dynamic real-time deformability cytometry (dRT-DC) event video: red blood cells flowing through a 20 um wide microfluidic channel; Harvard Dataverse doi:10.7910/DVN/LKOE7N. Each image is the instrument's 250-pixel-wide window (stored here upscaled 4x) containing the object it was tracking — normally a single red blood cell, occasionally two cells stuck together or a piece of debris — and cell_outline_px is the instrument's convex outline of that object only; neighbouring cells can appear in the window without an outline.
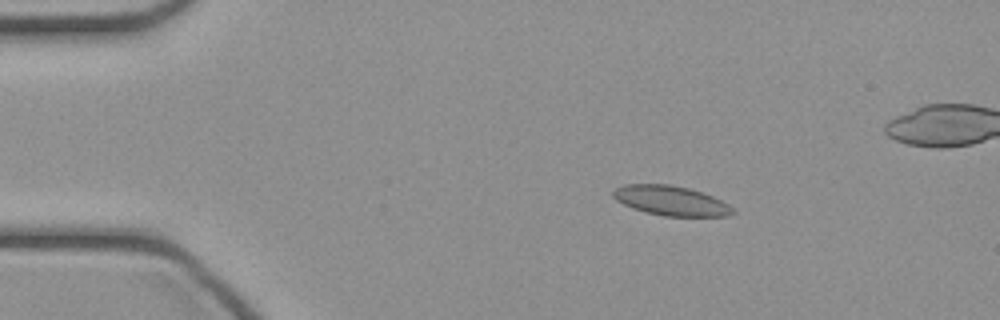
{"species": "common noctule bat (a hibernating species)", "species_latin": "Nyctalus noctula", "temperature_condition": "cold", "stored_images_in_passage": 46, "camera_frame_rate_fps": 3000, "um_per_image_px": 0.085, "animal": {"sex": "female", "body_mass_g": 21.9}, "frame": {"image": 1, "passage_image": 6, "time_ms": 1.667, "image_size_px": [1000, 320], "cell_outline_px": [[736, 212], [728, 216], [664, 216], [632, 208], [616, 200], [612, 196], [612, 192], [616, 188], [624, 184], [668, 184], [688, 188], [712, 196], [728, 204]], "centroid_in_image_um": [57.01, 17.05], "position_along_channel_um": 28.0, "area_um2": 20.52}}
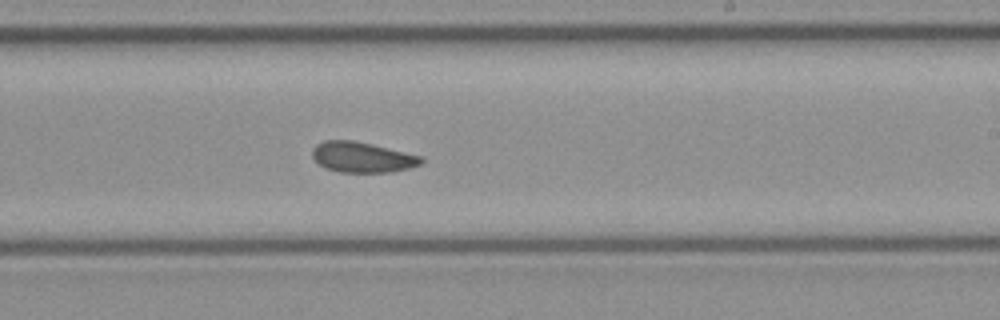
{"frame": {"image": 2, "passage_image": 26, "time_ms": 8.333, "image_size_px": [1000, 320], "cell_outline_px": [[424, 160], [420, 164], [408, 168], [392, 172], [340, 172], [324, 168], [312, 156], [312, 148], [316, 144], [324, 140], [352, 140], [372, 144], [424, 156]], "centroid_in_image_um": [30.79, 13.35], "position_along_channel_um": 258.2, "area_um2": 19.42}}
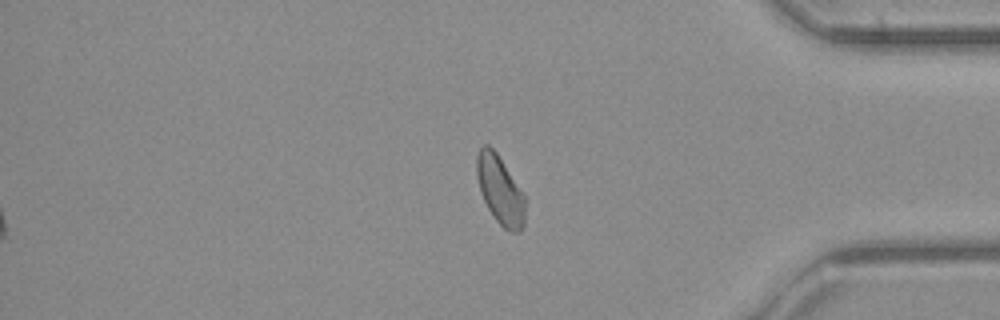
{"frame": {"image": 3, "passage_image": 37, "time_ms": 12.0, "image_size_px": [1000, 320], "cell_outline_px": [[524, 224], [520, 232], [512, 232], [504, 228], [496, 220], [488, 208], [480, 192], [476, 176], [476, 156], [480, 148], [484, 144], [488, 144], [496, 152], [524, 196]], "centroid_in_image_um": [42.47, 16.15], "position_along_channel_um": 392.7, "area_um2": 18.96}}